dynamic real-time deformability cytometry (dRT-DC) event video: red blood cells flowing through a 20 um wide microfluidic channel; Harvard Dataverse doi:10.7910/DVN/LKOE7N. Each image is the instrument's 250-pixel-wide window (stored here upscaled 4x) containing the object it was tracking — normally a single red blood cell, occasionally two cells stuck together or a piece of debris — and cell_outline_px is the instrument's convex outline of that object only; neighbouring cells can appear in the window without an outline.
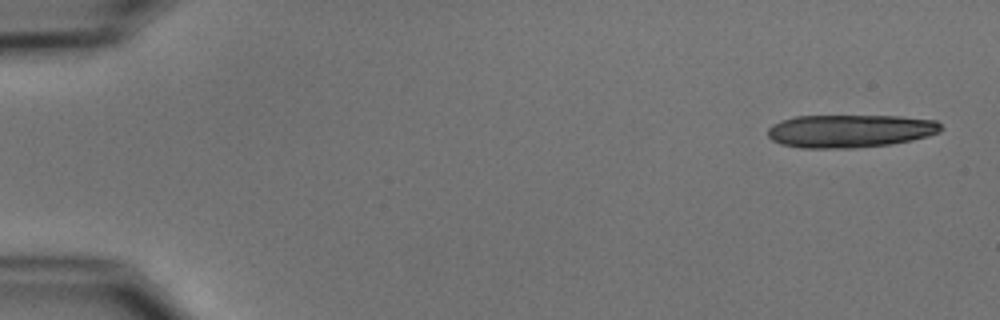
{"species": "common noctule bat (a hibernating species)", "species_latin": "Nyctalus noctula", "temperature_condition": "cold", "stored_images_in_passage": 6, "camera_frame_rate_fps": 3000, "um_per_image_px": 0.085, "animal": {"sex": "male", "body_mass_g": 15.6}, "frame": {"image": 1, "passage_image": 1, "time_ms": 0.0, "image_size_px": [1000, 320], "cell_outline_px": [[944, 128], [940, 132], [928, 136], [912, 140], [888, 144], [856, 148], [800, 148], [780, 144], [772, 140], [768, 136], [768, 128], [772, 124], [780, 120], [796, 116], [900, 116], [936, 120]], "centroid_in_image_um": [72.24, 11.13], "position_along_channel_um": 12.8, "area_um2": 33.52}}